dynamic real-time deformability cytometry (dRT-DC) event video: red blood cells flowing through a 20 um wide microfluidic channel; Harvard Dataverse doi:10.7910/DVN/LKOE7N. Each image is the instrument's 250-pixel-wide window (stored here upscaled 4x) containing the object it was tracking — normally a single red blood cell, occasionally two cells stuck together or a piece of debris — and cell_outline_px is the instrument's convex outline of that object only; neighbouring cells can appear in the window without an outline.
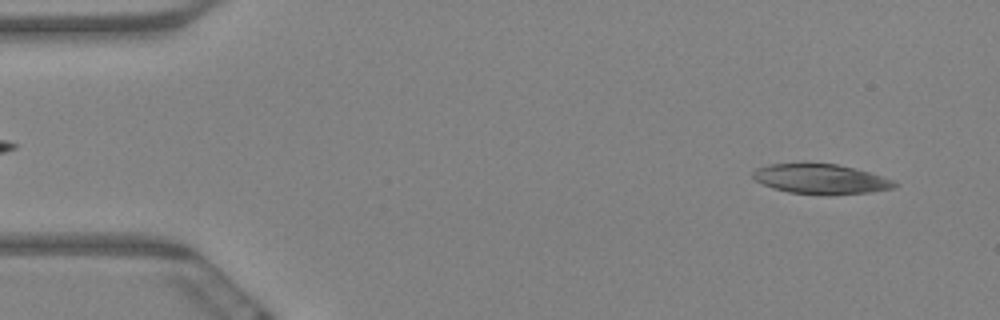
{"species": "Egyptian fruit bat (a non-hibernating species)", "species_latin": "Rousettus aegyptiacus", "temperature_condition": "warm", "stored_images_in_passage": 7, "camera_frame_rate_fps": 3000, "um_per_image_px": 0.085, "animal": {"sex": "female"}, "frame": {"image": 1, "passage_image": 1, "time_ms": 0.0, "image_size_px": [1000, 320], "cell_outline_px": [[900, 184], [896, 188], [868, 192], [788, 192], [772, 188], [756, 180], [752, 176], [752, 172], [756, 168], [768, 164], [804, 160], [836, 164], [868, 172], [892, 180]], "centroid_in_image_um": [69.67, 15.13], "position_along_channel_um": 15.3, "area_um2": 24.39}}
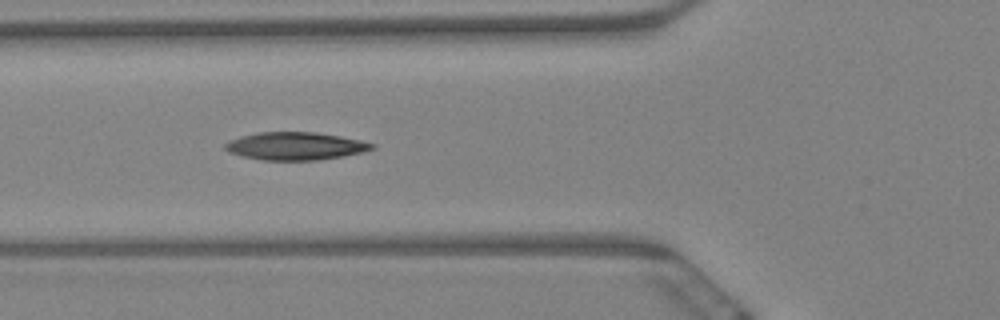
{"frame": {"image": 2, "passage_image": 6, "time_ms": 1.667, "image_size_px": [1000, 320], "cell_outline_px": [[376, 148], [364, 152], [344, 156], [320, 160], [260, 160], [228, 152], [224, 148], [224, 144], [228, 140], [240, 136], [256, 132], [316, 132], [340, 136], [360, 140], [376, 144]], "centroid_in_image_um": [25.11, 12.41], "position_along_channel_um": 100.7, "area_um2": 24.04}}
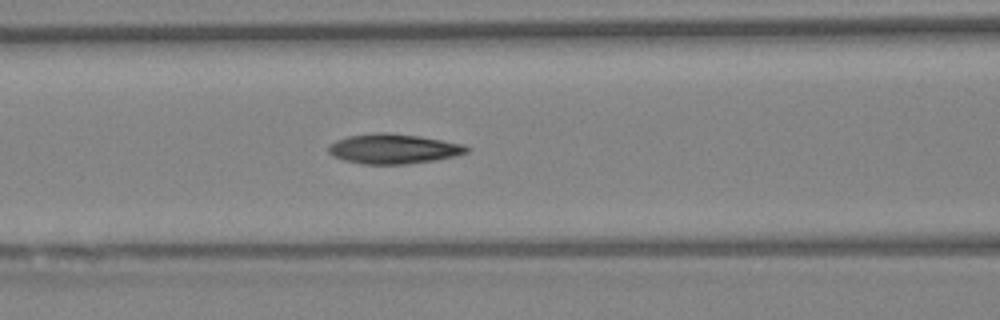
{"frame": {"image": 3, "passage_image": 7, "time_ms": 2.0, "image_size_px": [1000, 320], "cell_outline_px": [[472, 148], [468, 152], [456, 156], [436, 160], [408, 164], [364, 164], [344, 160], [332, 156], [328, 152], [328, 144], [336, 140], [348, 136], [376, 132], [388, 132], [420, 136], [464, 144]], "centroid_in_image_um": [33.46, 12.64], "position_along_channel_um": 133.1, "area_um2": 24.33}}